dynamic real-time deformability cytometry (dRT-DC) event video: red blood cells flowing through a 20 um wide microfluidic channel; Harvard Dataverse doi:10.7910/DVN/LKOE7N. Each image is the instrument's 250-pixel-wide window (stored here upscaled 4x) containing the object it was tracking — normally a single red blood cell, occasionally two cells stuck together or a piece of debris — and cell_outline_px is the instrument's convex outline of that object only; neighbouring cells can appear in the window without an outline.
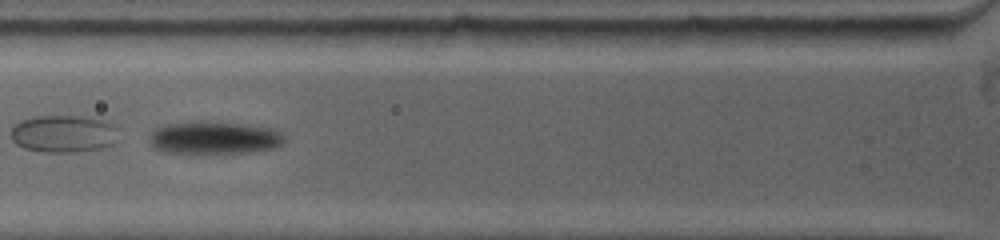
{"species": "common noctule bat (a hibernating species)", "species_latin": "Nyctalus noctula", "temperature_condition": "warm", "stored_images_in_passage": 21, "camera_frame_rate_fps": 5000, "um_per_image_px": 0.085, "animal": {"sex": "female", "body_mass_g": 19.0, "forearm_length_mm": 53.3}, "frame": {"image": 1, "passage_image": 4, "time_ms": 1.2, "image_size_px": [1000, 240], "cell_outline_px": [[284, 144], [276, 148], [248, 152], [160, 152], [148, 140], [148, 136], [152, 128], [164, 124], [188, 120], [204, 120], [244, 124], [272, 128], [280, 132], [284, 136]], "centroid_in_image_um": [18.15, 11.67], "position_along_channel_um": 107.6, "area_um2": 26.18}}
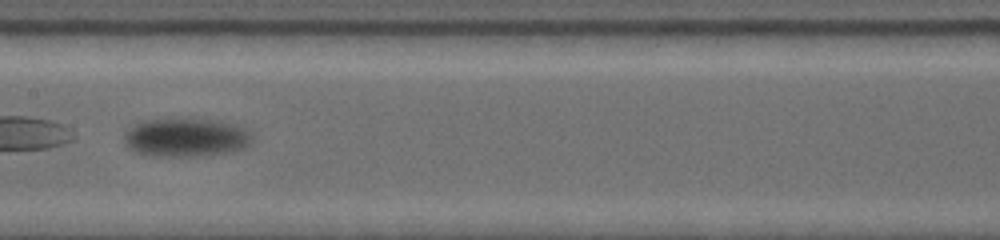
{"frame": {"image": 2, "passage_image": 7, "time_ms": 3.6, "image_size_px": [1000, 240], "cell_outline_px": [[252, 140], [244, 148], [236, 152], [204, 156], [152, 156], [136, 152], [128, 148], [124, 144], [124, 132], [140, 120], [212, 120], [244, 128], [252, 136]], "centroid_in_image_um": [15.77, 11.72], "position_along_channel_um": 191.6, "area_um2": 28.61}}
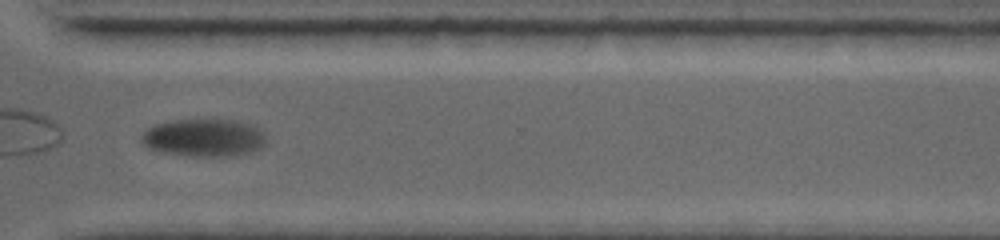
{"frame": {"image": 3, "passage_image": 19, "time_ms": 8.2, "image_size_px": [1000, 240], "cell_outline_px": [[264, 144], [260, 148], [240, 156], [184, 156], [164, 152], [148, 148], [140, 144], [144, 136], [152, 128], [160, 124], [196, 120], [212, 120], [232, 124], [248, 128], [256, 132], [264, 140]], "centroid_in_image_um": [17.22, 11.81], "position_along_channel_um": 353.4, "area_um2": 25.2}}